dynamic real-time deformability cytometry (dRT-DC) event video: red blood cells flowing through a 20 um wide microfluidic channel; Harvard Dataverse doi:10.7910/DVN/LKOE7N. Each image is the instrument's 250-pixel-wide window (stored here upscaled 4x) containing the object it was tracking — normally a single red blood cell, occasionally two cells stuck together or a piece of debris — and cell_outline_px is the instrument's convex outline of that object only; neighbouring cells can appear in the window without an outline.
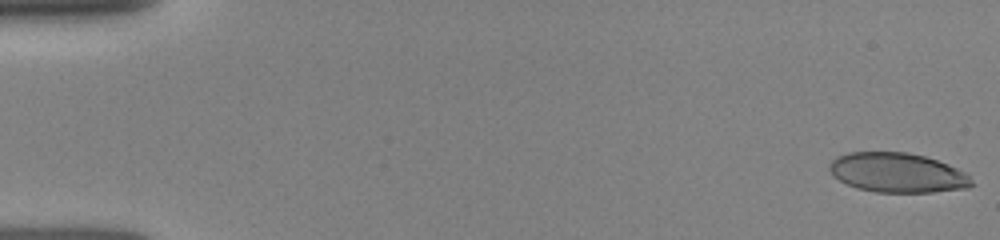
{"species": "human", "species_latin": "Homo sapiens", "temperature_condition": "room temperature", "stored_images_in_passage": 30, "camera_frame_rate_fps": 3000, "um_per_image_px": 0.085, "donor": {"sex": "female"}, "frame": {"image": 1, "passage_image": 1, "time_ms": 0.0, "image_size_px": [1000, 240], "cell_outline_px": [[976, 184], [968, 188], [932, 192], [876, 192], [856, 188], [832, 176], [828, 168], [832, 160], [836, 156], [848, 152], [908, 152], [924, 156], [948, 164], [964, 172]], "centroid_in_image_um": [76.27, 14.68], "position_along_channel_um": 8.7, "area_um2": 32.89}}
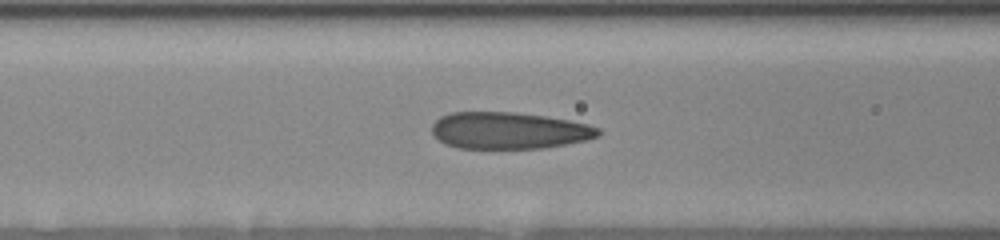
{"frame": {"image": 2, "passage_image": 26, "time_ms": 6.333, "image_size_px": [1000, 240], "cell_outline_px": [[600, 136], [588, 140], [544, 148], [456, 148], [444, 144], [432, 132], [432, 124], [440, 116], [452, 112], [516, 112], [544, 116], [568, 120], [588, 124], [600, 128]], "centroid_in_image_um": [43.27, 11.1], "position_along_channel_um": 123.3, "area_um2": 35.78}}
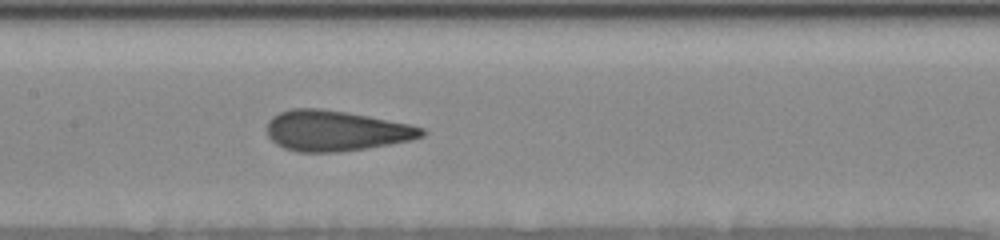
{"frame": {"image": 3, "passage_image": 30, "time_ms": 7.667, "image_size_px": [1000, 240], "cell_outline_px": [[428, 132], [424, 136], [412, 140], [368, 148], [340, 152], [300, 152], [284, 148], [276, 144], [268, 136], [268, 120], [272, 116], [280, 112], [292, 108], [320, 108], [368, 116], [412, 124], [424, 128]], "centroid_in_image_um": [28.58, 11.12], "position_along_channel_um": 178.8, "area_um2": 36.7}}